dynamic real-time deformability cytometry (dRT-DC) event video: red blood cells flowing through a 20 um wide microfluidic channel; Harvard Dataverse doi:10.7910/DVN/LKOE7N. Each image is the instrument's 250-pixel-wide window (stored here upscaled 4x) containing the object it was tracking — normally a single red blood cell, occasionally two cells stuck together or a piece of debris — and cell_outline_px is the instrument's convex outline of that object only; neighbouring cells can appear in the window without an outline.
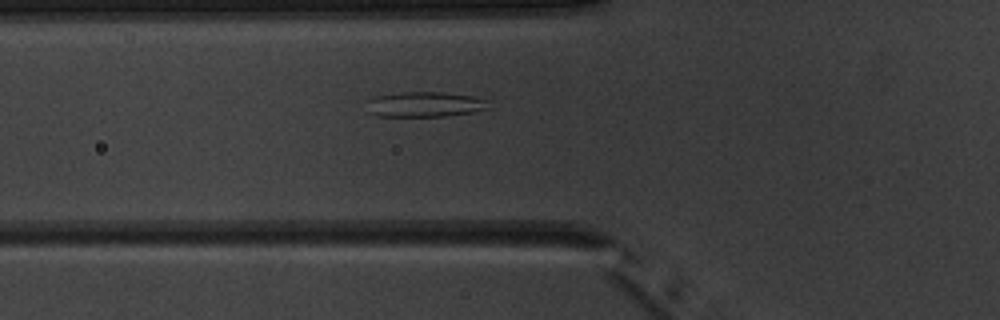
{"species": "common noctule bat (a hibernating species)", "species_latin": "Nyctalus noctula", "temperature_condition": "warm", "stored_images_in_passage": 5, "camera_frame_rate_fps": 3000, "um_per_image_px": 0.085, "animal": {"sex": "male", "body_mass_g": 20.1, "forearm_length_mm": 53.5}, "frame": {"image": 1, "passage_image": 5, "time_ms": 4.667, "image_size_px": [1000, 320], "cell_outline_px": [[488, 108], [472, 112], [444, 116], [376, 116], [368, 112], [368, 100], [372, 96], [400, 92], [444, 92], [472, 96], [488, 100]], "centroid_in_image_um": [36.07, 8.86], "position_along_channel_um": 89.7, "area_um2": 17.92}}